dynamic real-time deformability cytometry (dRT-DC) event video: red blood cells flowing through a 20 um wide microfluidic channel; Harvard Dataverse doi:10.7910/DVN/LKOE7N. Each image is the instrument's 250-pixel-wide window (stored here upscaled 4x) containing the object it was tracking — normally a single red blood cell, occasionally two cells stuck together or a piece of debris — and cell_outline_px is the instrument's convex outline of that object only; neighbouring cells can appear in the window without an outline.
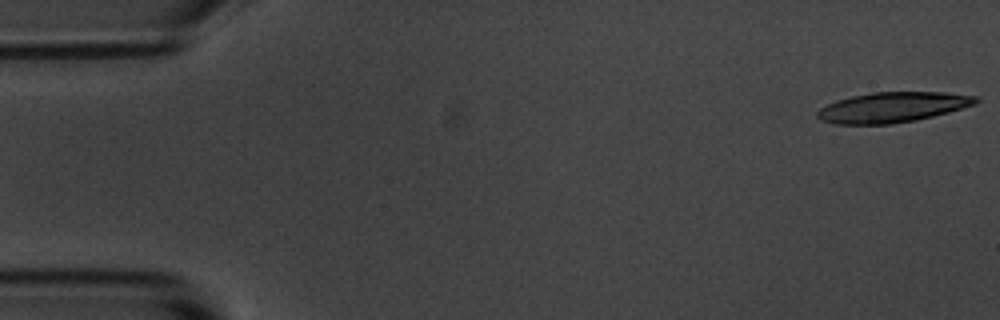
{"species": "common noctule bat (a hibernating species)", "species_latin": "Nyctalus noctula", "temperature_condition": "room temperature", "stored_images_in_passage": 9, "camera_frame_rate_fps": 3000, "um_per_image_px": 0.085, "animal": {"sex": "male", "body_mass_g": 20.1, "forearm_length_mm": 53.5}, "frame": {"image": 1, "passage_image": 1, "time_ms": 0.0, "image_size_px": [1000, 320], "cell_outline_px": [[980, 100], [976, 104], [948, 112], [916, 120], [892, 124], [836, 124], [820, 120], [816, 116], [816, 112], [820, 108], [836, 100], [852, 96], [872, 92], [944, 92], [980, 96]], "centroid_in_image_um": [75.88, 9.11], "position_along_channel_um": 9.1, "area_um2": 28.03}}